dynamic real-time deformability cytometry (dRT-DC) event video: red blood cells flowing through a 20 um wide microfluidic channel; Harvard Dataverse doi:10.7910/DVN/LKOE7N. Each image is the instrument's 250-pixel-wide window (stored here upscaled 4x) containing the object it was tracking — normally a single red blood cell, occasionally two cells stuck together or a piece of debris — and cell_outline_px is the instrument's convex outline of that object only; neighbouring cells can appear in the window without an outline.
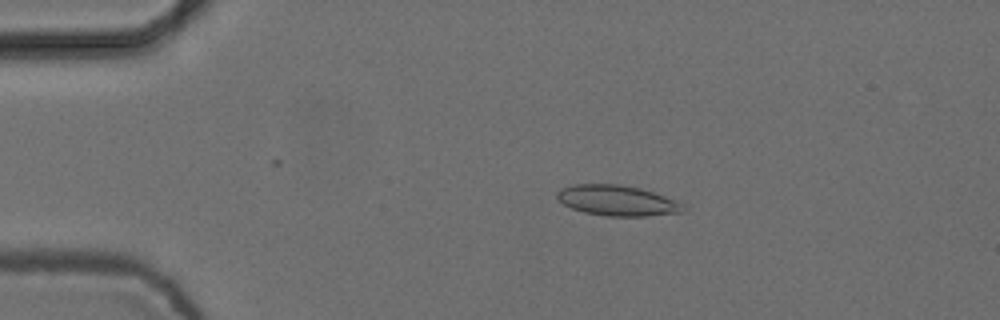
{"species": "common noctule bat (a hibernating species)", "species_latin": "Nyctalus noctula", "temperature_condition": "cold", "stored_images_in_passage": 4, "camera_frame_rate_fps": 3000, "um_per_image_px": 0.085, "animal": {"sex": "female", "body_mass_g": 24.6, "forearm_length_mm": 56.2}, "frame": {"image": 1, "passage_image": 3, "time_ms": 0.667, "image_size_px": [1000, 320], "cell_outline_px": [[684, 212], [648, 216], [604, 216], [584, 212], [572, 208], [564, 204], [556, 196], [556, 192], [564, 188], [576, 184], [620, 184], [640, 188], [664, 196], [684, 204]], "centroid_in_image_um": [52.48, 17.05], "position_along_channel_um": 32.5, "area_um2": 22.25}}